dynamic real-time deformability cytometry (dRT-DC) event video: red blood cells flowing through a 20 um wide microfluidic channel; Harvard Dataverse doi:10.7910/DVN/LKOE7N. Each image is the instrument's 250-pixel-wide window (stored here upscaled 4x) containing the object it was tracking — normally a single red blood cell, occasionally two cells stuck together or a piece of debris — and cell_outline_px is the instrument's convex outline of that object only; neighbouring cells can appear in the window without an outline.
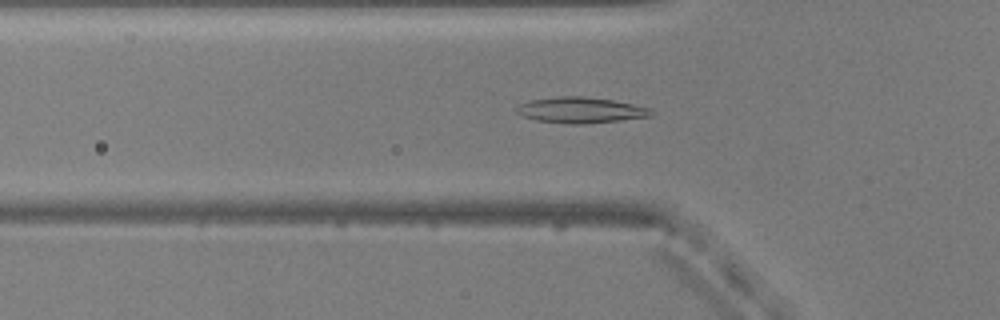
{"species": "common noctule bat (a hibernating species)", "species_latin": "Nyctalus noctula", "temperature_condition": "warm", "stored_images_in_passage": 30, "camera_frame_rate_fps": 3000, "um_per_image_px": 0.085, "animal": {"sex": "male", "body_mass_g": 20.5, "forearm_length_mm": 52.5}, "frame": {"image": 1, "passage_image": 7, "time_ms": 2.0, "image_size_px": [1000, 320], "cell_outline_px": [[656, 112], [652, 116], [620, 120], [584, 124], [572, 124], [536, 120], [524, 116], [516, 112], [516, 108], [520, 104], [532, 100], [560, 96], [584, 96], [612, 100], [632, 104], [648, 108]], "centroid_in_image_um": [49.38, 9.36], "position_along_channel_um": 76.4, "area_um2": 20.06}}
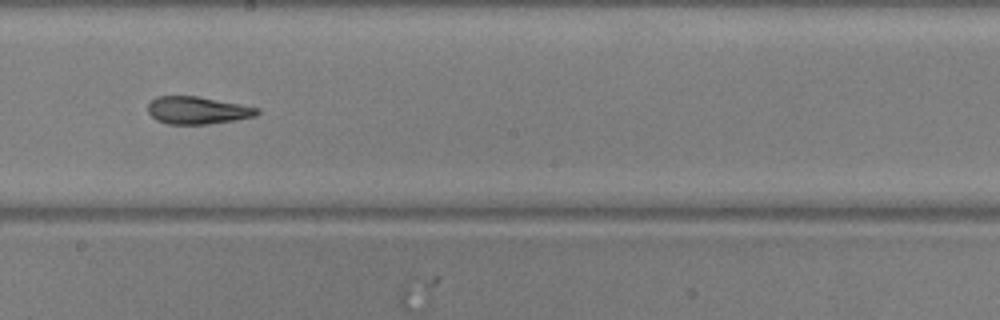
{"frame": {"image": 2, "passage_image": 19, "time_ms": 6.0, "image_size_px": [1000, 320], "cell_outline_px": [[260, 112], [256, 116], [236, 120], [208, 124], [168, 124], [156, 120], [148, 112], [148, 104], [156, 96], [196, 96], [240, 104], [260, 108]], "centroid_in_image_um": [16.79, 9.38], "position_along_channel_um": 231.4, "area_um2": 17.51}}
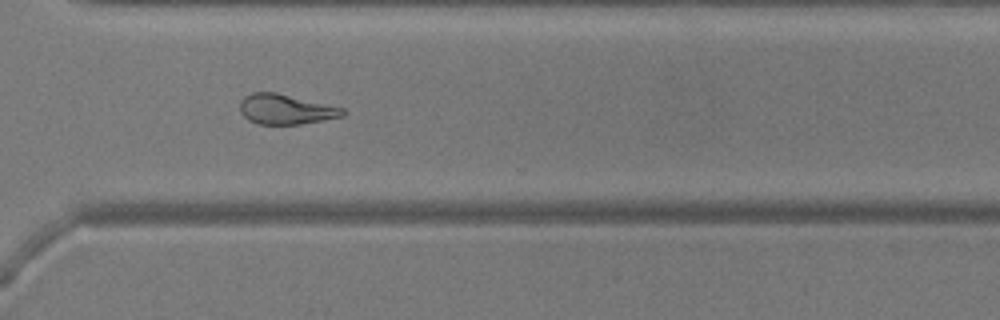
{"frame": {"image": 3, "passage_image": 28, "time_ms": 9.0, "image_size_px": [1000, 320], "cell_outline_px": [[348, 112], [344, 116], [324, 120], [300, 124], [256, 124], [248, 120], [240, 112], [240, 100], [244, 96], [252, 92], [276, 92], [344, 108]], "centroid_in_image_um": [24.29, 9.29], "position_along_channel_um": 346.3, "area_um2": 18.15}, "authors_computed_cell_mechanics": {"area_um2": 18.1492, "velocity_mm_per_s": 3.8484, "shape_relaxation_time_tau1_ms": null, "shape_relaxation_time_tau2_ms": 4.1337, "deformation_change_tau1": null, "deformation_change_tau2": 0.1284}}